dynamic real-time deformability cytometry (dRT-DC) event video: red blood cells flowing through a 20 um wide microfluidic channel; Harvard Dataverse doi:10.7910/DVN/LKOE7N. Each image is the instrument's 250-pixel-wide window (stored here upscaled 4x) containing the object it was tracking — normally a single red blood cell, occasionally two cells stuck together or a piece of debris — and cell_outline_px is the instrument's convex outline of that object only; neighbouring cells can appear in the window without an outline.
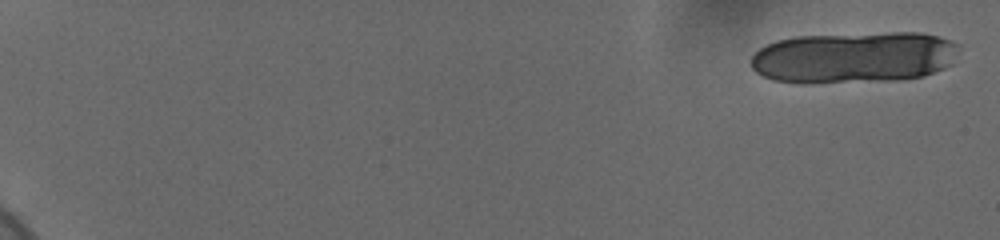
{"species": "human", "species_latin": "Homo sapiens", "temperature_condition": "cold", "stored_images_in_passage": 21, "camera_frame_rate_fps": 3000, "um_per_image_px": 0.085, "donor": {"sex": "female"}, "frame": {"image": 1, "passage_image": 1, "time_ms": 0.0, "image_size_px": [1000, 240], "cell_outline_px": [[960, 44], [952, 64], [944, 68], [924, 76], [900, 80], [808, 84], [804, 84], [772, 80], [756, 72], [752, 68], [752, 56], [760, 48], [776, 40], [796, 36], [892, 32], [920, 32], [940, 36], [952, 40]], "centroid_in_image_um": [72.61, 4.88], "position_along_channel_um": 12.4, "area_um2": 63.29}}